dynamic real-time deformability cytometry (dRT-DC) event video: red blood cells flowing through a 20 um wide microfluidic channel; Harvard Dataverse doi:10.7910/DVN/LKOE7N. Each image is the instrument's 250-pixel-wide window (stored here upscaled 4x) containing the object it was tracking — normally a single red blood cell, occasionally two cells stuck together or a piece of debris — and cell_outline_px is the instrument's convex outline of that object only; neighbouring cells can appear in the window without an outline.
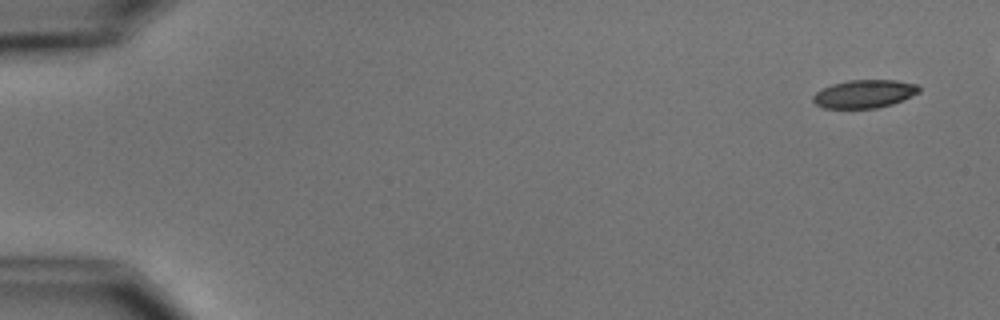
{"species": "common noctule bat (a hibernating species)", "species_latin": "Nyctalus noctula", "temperature_condition": "cold", "stored_images_in_passage": 6, "camera_frame_rate_fps": 3000, "um_per_image_px": 0.085, "animal": {"sex": "male", "body_mass_g": 15.6}, "frame": {"image": 1, "passage_image": 1, "time_ms": 0.0, "image_size_px": [1000, 320], "cell_outline_px": [[920, 92], [892, 104], [876, 108], [824, 108], [816, 104], [812, 100], [812, 96], [816, 92], [832, 84], [848, 80], [896, 80], [916, 84], [920, 88]], "centroid_in_image_um": [73.46, 7.98], "position_along_channel_um": 11.5, "area_um2": 17.28}}